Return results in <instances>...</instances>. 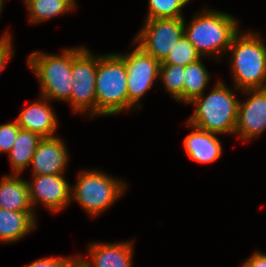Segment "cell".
Instances as JSON below:
<instances>
[{"label":"cell","mask_w":266,"mask_h":267,"mask_svg":"<svg viewBox=\"0 0 266 267\" xmlns=\"http://www.w3.org/2000/svg\"><path fill=\"white\" fill-rule=\"evenodd\" d=\"M195 14L189 24L184 18V35L197 52L215 59L227 55L233 37L240 31L238 19L219 10L207 9Z\"/></svg>","instance_id":"cell-1"},{"label":"cell","mask_w":266,"mask_h":267,"mask_svg":"<svg viewBox=\"0 0 266 267\" xmlns=\"http://www.w3.org/2000/svg\"><path fill=\"white\" fill-rule=\"evenodd\" d=\"M260 35V32L239 31L231 41L227 53L231 54L234 91L266 88V44Z\"/></svg>","instance_id":"cell-2"},{"label":"cell","mask_w":266,"mask_h":267,"mask_svg":"<svg viewBox=\"0 0 266 267\" xmlns=\"http://www.w3.org/2000/svg\"><path fill=\"white\" fill-rule=\"evenodd\" d=\"M220 79L216 81L208 95L193 99L189 105L195 106L186 125L214 134L235 135L239 99Z\"/></svg>","instance_id":"cell-3"},{"label":"cell","mask_w":266,"mask_h":267,"mask_svg":"<svg viewBox=\"0 0 266 267\" xmlns=\"http://www.w3.org/2000/svg\"><path fill=\"white\" fill-rule=\"evenodd\" d=\"M95 90L97 117L128 111L127 70L118 53L98 55Z\"/></svg>","instance_id":"cell-4"},{"label":"cell","mask_w":266,"mask_h":267,"mask_svg":"<svg viewBox=\"0 0 266 267\" xmlns=\"http://www.w3.org/2000/svg\"><path fill=\"white\" fill-rule=\"evenodd\" d=\"M71 185L70 200L76 201L87 214L97 217L117 201L127 190V183L101 170L83 169ZM73 198V199H72Z\"/></svg>","instance_id":"cell-5"},{"label":"cell","mask_w":266,"mask_h":267,"mask_svg":"<svg viewBox=\"0 0 266 267\" xmlns=\"http://www.w3.org/2000/svg\"><path fill=\"white\" fill-rule=\"evenodd\" d=\"M62 51L61 54L33 51L27 59L29 69L38 79L40 95L49 101L69 102L71 98L72 48Z\"/></svg>","instance_id":"cell-6"},{"label":"cell","mask_w":266,"mask_h":267,"mask_svg":"<svg viewBox=\"0 0 266 267\" xmlns=\"http://www.w3.org/2000/svg\"><path fill=\"white\" fill-rule=\"evenodd\" d=\"M98 55L87 47H72V91L68 103L75 113H86L90 118L96 116V70ZM89 112V113H88Z\"/></svg>","instance_id":"cell-7"},{"label":"cell","mask_w":266,"mask_h":267,"mask_svg":"<svg viewBox=\"0 0 266 267\" xmlns=\"http://www.w3.org/2000/svg\"><path fill=\"white\" fill-rule=\"evenodd\" d=\"M136 48L129 53H118L127 70L128 111L142 108L140 99L152 88L159 78L160 62L146 53L133 40Z\"/></svg>","instance_id":"cell-8"},{"label":"cell","mask_w":266,"mask_h":267,"mask_svg":"<svg viewBox=\"0 0 266 267\" xmlns=\"http://www.w3.org/2000/svg\"><path fill=\"white\" fill-rule=\"evenodd\" d=\"M133 41L160 63L184 35V18L145 19Z\"/></svg>","instance_id":"cell-9"},{"label":"cell","mask_w":266,"mask_h":267,"mask_svg":"<svg viewBox=\"0 0 266 267\" xmlns=\"http://www.w3.org/2000/svg\"><path fill=\"white\" fill-rule=\"evenodd\" d=\"M64 175H31L32 180L27 181V184L34 212L38 203L52 213L69 206L71 185Z\"/></svg>","instance_id":"cell-10"},{"label":"cell","mask_w":266,"mask_h":267,"mask_svg":"<svg viewBox=\"0 0 266 267\" xmlns=\"http://www.w3.org/2000/svg\"><path fill=\"white\" fill-rule=\"evenodd\" d=\"M246 101L238 104L235 134L242 141H249L266 130V88L242 90Z\"/></svg>","instance_id":"cell-11"},{"label":"cell","mask_w":266,"mask_h":267,"mask_svg":"<svg viewBox=\"0 0 266 267\" xmlns=\"http://www.w3.org/2000/svg\"><path fill=\"white\" fill-rule=\"evenodd\" d=\"M59 135L42 138L34 152L31 175H59L66 170L69 154Z\"/></svg>","instance_id":"cell-12"},{"label":"cell","mask_w":266,"mask_h":267,"mask_svg":"<svg viewBox=\"0 0 266 267\" xmlns=\"http://www.w3.org/2000/svg\"><path fill=\"white\" fill-rule=\"evenodd\" d=\"M133 241L97 243L88 245L89 260L81 255L78 259L85 267H132Z\"/></svg>","instance_id":"cell-13"},{"label":"cell","mask_w":266,"mask_h":267,"mask_svg":"<svg viewBox=\"0 0 266 267\" xmlns=\"http://www.w3.org/2000/svg\"><path fill=\"white\" fill-rule=\"evenodd\" d=\"M47 98L40 99L26 105L15 118L21 129L38 134L42 138L57 136L55 132L58 127V119L55 110L48 103Z\"/></svg>","instance_id":"cell-14"},{"label":"cell","mask_w":266,"mask_h":267,"mask_svg":"<svg viewBox=\"0 0 266 267\" xmlns=\"http://www.w3.org/2000/svg\"><path fill=\"white\" fill-rule=\"evenodd\" d=\"M187 126L193 129L183 141L184 150L189 159L201 164H210L218 160L223 149L217 134L200 130L191 125Z\"/></svg>","instance_id":"cell-15"},{"label":"cell","mask_w":266,"mask_h":267,"mask_svg":"<svg viewBox=\"0 0 266 267\" xmlns=\"http://www.w3.org/2000/svg\"><path fill=\"white\" fill-rule=\"evenodd\" d=\"M20 175H4L0 180V208L15 212H34L27 180Z\"/></svg>","instance_id":"cell-16"},{"label":"cell","mask_w":266,"mask_h":267,"mask_svg":"<svg viewBox=\"0 0 266 267\" xmlns=\"http://www.w3.org/2000/svg\"><path fill=\"white\" fill-rule=\"evenodd\" d=\"M36 228L35 212H15L0 208V242L15 243Z\"/></svg>","instance_id":"cell-17"},{"label":"cell","mask_w":266,"mask_h":267,"mask_svg":"<svg viewBox=\"0 0 266 267\" xmlns=\"http://www.w3.org/2000/svg\"><path fill=\"white\" fill-rule=\"evenodd\" d=\"M41 139L42 137L36 133L19 129L14 146L8 154L13 174L20 175L30 166L36 147Z\"/></svg>","instance_id":"cell-18"},{"label":"cell","mask_w":266,"mask_h":267,"mask_svg":"<svg viewBox=\"0 0 266 267\" xmlns=\"http://www.w3.org/2000/svg\"><path fill=\"white\" fill-rule=\"evenodd\" d=\"M200 59L185 67L183 83V103H190L193 99L205 93L211 80V74Z\"/></svg>","instance_id":"cell-19"},{"label":"cell","mask_w":266,"mask_h":267,"mask_svg":"<svg viewBox=\"0 0 266 267\" xmlns=\"http://www.w3.org/2000/svg\"><path fill=\"white\" fill-rule=\"evenodd\" d=\"M25 8L29 14V22L31 24L48 21L51 18L59 17L74 9L63 0H24Z\"/></svg>","instance_id":"cell-20"},{"label":"cell","mask_w":266,"mask_h":267,"mask_svg":"<svg viewBox=\"0 0 266 267\" xmlns=\"http://www.w3.org/2000/svg\"><path fill=\"white\" fill-rule=\"evenodd\" d=\"M185 67L181 65H160L159 78L171 99L183 102V83Z\"/></svg>","instance_id":"cell-21"},{"label":"cell","mask_w":266,"mask_h":267,"mask_svg":"<svg viewBox=\"0 0 266 267\" xmlns=\"http://www.w3.org/2000/svg\"><path fill=\"white\" fill-rule=\"evenodd\" d=\"M202 59L188 38L183 35L174 46L167 58L160 65H187Z\"/></svg>","instance_id":"cell-22"},{"label":"cell","mask_w":266,"mask_h":267,"mask_svg":"<svg viewBox=\"0 0 266 267\" xmlns=\"http://www.w3.org/2000/svg\"><path fill=\"white\" fill-rule=\"evenodd\" d=\"M186 0H148L146 19L184 18L182 10Z\"/></svg>","instance_id":"cell-23"},{"label":"cell","mask_w":266,"mask_h":267,"mask_svg":"<svg viewBox=\"0 0 266 267\" xmlns=\"http://www.w3.org/2000/svg\"><path fill=\"white\" fill-rule=\"evenodd\" d=\"M19 125L16 120L0 124V153L9 154L19 132Z\"/></svg>","instance_id":"cell-24"},{"label":"cell","mask_w":266,"mask_h":267,"mask_svg":"<svg viewBox=\"0 0 266 267\" xmlns=\"http://www.w3.org/2000/svg\"><path fill=\"white\" fill-rule=\"evenodd\" d=\"M78 259V255L73 257H45L38 260H35L31 264L25 267H71L72 264Z\"/></svg>","instance_id":"cell-25"},{"label":"cell","mask_w":266,"mask_h":267,"mask_svg":"<svg viewBox=\"0 0 266 267\" xmlns=\"http://www.w3.org/2000/svg\"><path fill=\"white\" fill-rule=\"evenodd\" d=\"M14 53L12 35L7 31L0 37V73L7 65L8 60L13 57Z\"/></svg>","instance_id":"cell-26"},{"label":"cell","mask_w":266,"mask_h":267,"mask_svg":"<svg viewBox=\"0 0 266 267\" xmlns=\"http://www.w3.org/2000/svg\"><path fill=\"white\" fill-rule=\"evenodd\" d=\"M242 267H266V254L256 250L249 259L242 263Z\"/></svg>","instance_id":"cell-27"},{"label":"cell","mask_w":266,"mask_h":267,"mask_svg":"<svg viewBox=\"0 0 266 267\" xmlns=\"http://www.w3.org/2000/svg\"><path fill=\"white\" fill-rule=\"evenodd\" d=\"M66 1L74 10L76 9V0H63Z\"/></svg>","instance_id":"cell-28"},{"label":"cell","mask_w":266,"mask_h":267,"mask_svg":"<svg viewBox=\"0 0 266 267\" xmlns=\"http://www.w3.org/2000/svg\"><path fill=\"white\" fill-rule=\"evenodd\" d=\"M71 267H85V266L83 265V263H81V262L79 261V259H77V260L72 264Z\"/></svg>","instance_id":"cell-29"},{"label":"cell","mask_w":266,"mask_h":267,"mask_svg":"<svg viewBox=\"0 0 266 267\" xmlns=\"http://www.w3.org/2000/svg\"><path fill=\"white\" fill-rule=\"evenodd\" d=\"M6 0H0V17H1V13L3 11V4L5 3Z\"/></svg>","instance_id":"cell-30"}]
</instances>
